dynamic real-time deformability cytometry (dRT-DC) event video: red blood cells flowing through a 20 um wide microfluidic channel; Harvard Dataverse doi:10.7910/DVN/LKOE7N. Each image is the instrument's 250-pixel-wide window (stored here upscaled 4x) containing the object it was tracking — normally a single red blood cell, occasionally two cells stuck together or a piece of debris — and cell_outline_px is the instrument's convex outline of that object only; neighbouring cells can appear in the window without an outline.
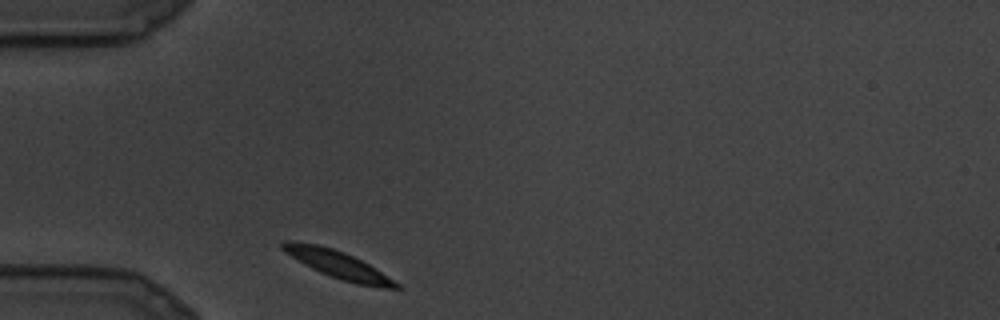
{"species": "common noctule bat (a hibernating species)", "species_latin": "Nyctalus noctula", "temperature_condition": "cold", "stored_images_in_passage": 9, "camera_frame_rate_fps": 3000, "um_per_image_px": 0.085, "animal": {"sex": "male", "body_mass_g": 19.5, "forearm_length_mm": 54.6}, "frame": {"image": 1, "passage_image": 1, "time_ms": 0.0, "image_size_px": [1000, 320], "cell_outline_px": [[404, 288], [384, 288], [356, 284], [320, 272], [312, 268], [284, 252], [280, 248], [280, 244], [284, 240], [292, 240], [316, 244], [332, 248], [344, 252], [368, 264], [400, 284]], "centroid_in_image_um": [28.69, 22.47], "position_along_channel_um": 56.3, "area_um2": 17.92}}
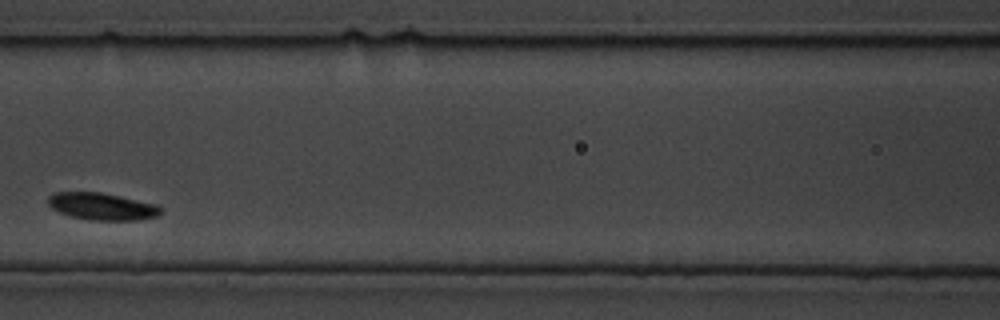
{"frame": {"image": 2, "passage_image": 6, "time_ms": 1.667, "image_size_px": [1000, 320], "cell_outline_px": [[164, 212], [156, 216], [140, 220], [92, 220], [72, 216], [60, 212], [52, 208], [48, 204], [48, 196], [52, 192], [104, 192], [156, 204], [164, 208]], "centroid_in_image_um": [8.71, 17.53], "position_along_channel_um": 157.9, "area_um2": 17.98}}
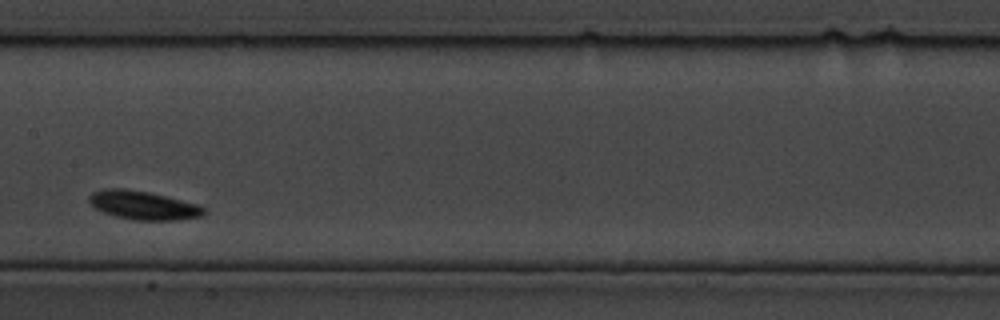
{"frame": {"image": 3, "passage_image": 8, "time_ms": 2.333, "image_size_px": [1000, 320], "cell_outline_px": [[204, 216], [180, 220], [132, 220], [116, 216], [104, 212], [96, 208], [88, 200], [88, 196], [92, 192], [100, 188], [124, 188], [148, 192], [200, 204], [204, 208]], "centroid_in_image_um": [12.18, 17.44], "position_along_channel_um": 195.2, "area_um2": 19.31}}